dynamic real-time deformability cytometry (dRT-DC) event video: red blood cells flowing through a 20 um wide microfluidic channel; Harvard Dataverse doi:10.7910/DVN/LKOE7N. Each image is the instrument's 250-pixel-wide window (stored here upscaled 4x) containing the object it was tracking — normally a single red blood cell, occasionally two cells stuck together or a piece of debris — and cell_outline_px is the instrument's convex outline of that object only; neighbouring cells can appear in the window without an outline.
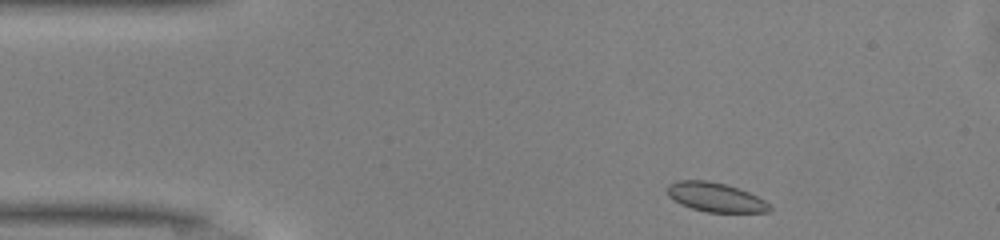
{"species": "common noctule bat (a hibernating species)", "species_latin": "Nyctalus noctula", "temperature_condition": "warm", "stored_images_in_passage": 44, "segment_of_instrument_passage": [1, 2], "camera_frame_rate_fps": 3000, "um_per_image_px": 0.085, "animal": {"sex": "male", "body_mass_g": 13.0, "forearm_length_mm": 53.1}, "frame": {"image": 1, "passage_image": 1, "time_ms": 0.0, "image_size_px": [1000, 240], "cell_outline_px": [[772, 208], [768, 212], [708, 212], [692, 208], [680, 204], [668, 196], [668, 184], [676, 180], [708, 180], [724, 184], [748, 192], [764, 200]], "centroid_in_image_um": [60.78, 16.76], "position_along_channel_um": 24.2, "area_um2": 17.22}}
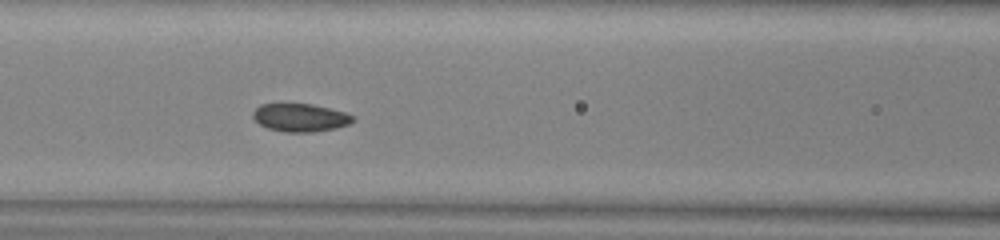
{"frame": {"image": 2, "passage_image": 14, "time_ms": 4.333, "image_size_px": [1000, 240], "cell_outline_px": [[356, 120], [348, 124], [336, 128], [312, 132], [284, 132], [268, 128], [260, 124], [252, 116], [252, 112], [260, 104], [312, 104], [344, 112], [356, 116]], "centroid_in_image_um": [25.54, 10.0], "position_along_channel_um": 141.1, "area_um2": 16.3}}
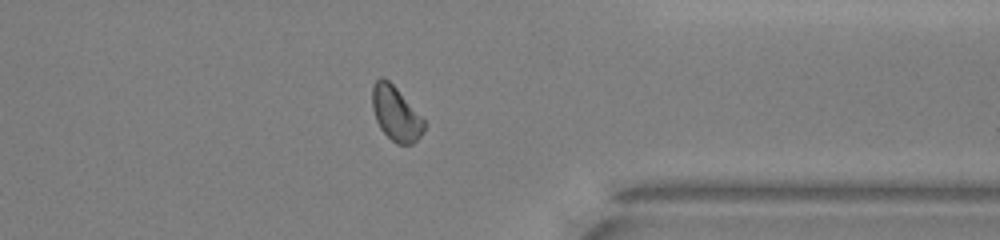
{"frame": {"image": 3, "passage_image": 32, "time_ms": 10.333, "image_size_px": [1000, 240], "cell_outline_px": [[424, 132], [412, 144], [396, 144], [380, 128], [376, 120], [372, 108], [372, 88], [376, 80], [380, 76], [384, 76], [396, 88], [424, 120]], "centroid_in_image_um": [33.62, 9.65], "position_along_channel_um": 377.8, "area_um2": 16.18}}